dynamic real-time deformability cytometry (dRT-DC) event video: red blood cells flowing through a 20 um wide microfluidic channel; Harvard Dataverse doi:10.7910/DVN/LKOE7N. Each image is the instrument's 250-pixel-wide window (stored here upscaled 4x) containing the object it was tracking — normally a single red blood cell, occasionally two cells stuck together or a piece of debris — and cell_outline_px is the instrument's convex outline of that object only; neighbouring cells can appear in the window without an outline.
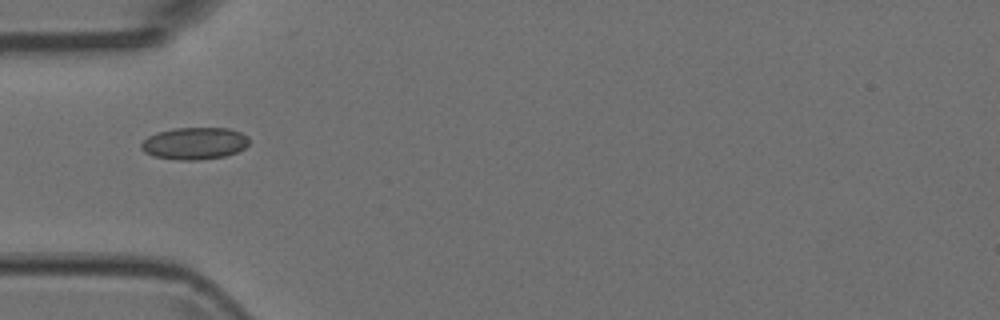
{"species": "Egyptian fruit bat (a non-hibernating species)", "species_latin": "Rousettus aegyptiacus", "temperature_condition": "room temperature", "stored_images_in_passage": 5, "camera_frame_rate_fps": 3000, "um_per_image_px": 0.085, "animal": {"sex": "female"}, "frame": {"image": 1, "passage_image": 4, "time_ms": 1.0, "image_size_px": [1000, 320], "cell_outline_px": [[248, 144], [244, 148], [236, 152], [224, 156], [196, 160], [180, 160], [152, 156], [144, 152], [140, 148], [140, 144], [148, 136], [156, 132], [172, 128], [228, 128], [240, 132], [248, 136]], "centroid_in_image_um": [16.5, 12.18], "position_along_channel_um": 68.5, "area_um2": 20.23}}
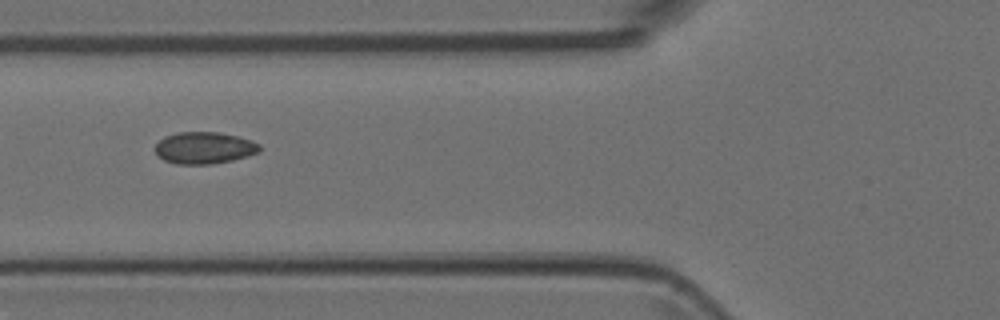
{"frame": {"image": 2, "passage_image": 5, "time_ms": 1.333, "image_size_px": [1000, 320], "cell_outline_px": [[260, 152], [248, 156], [232, 160], [212, 164], [176, 164], [164, 160], [156, 156], [156, 144], [164, 136], [176, 132], [216, 132], [236, 136], [252, 140], [260, 144]], "centroid_in_image_um": [17.35, 12.57], "position_along_channel_um": 108.4, "area_um2": 19.48}}